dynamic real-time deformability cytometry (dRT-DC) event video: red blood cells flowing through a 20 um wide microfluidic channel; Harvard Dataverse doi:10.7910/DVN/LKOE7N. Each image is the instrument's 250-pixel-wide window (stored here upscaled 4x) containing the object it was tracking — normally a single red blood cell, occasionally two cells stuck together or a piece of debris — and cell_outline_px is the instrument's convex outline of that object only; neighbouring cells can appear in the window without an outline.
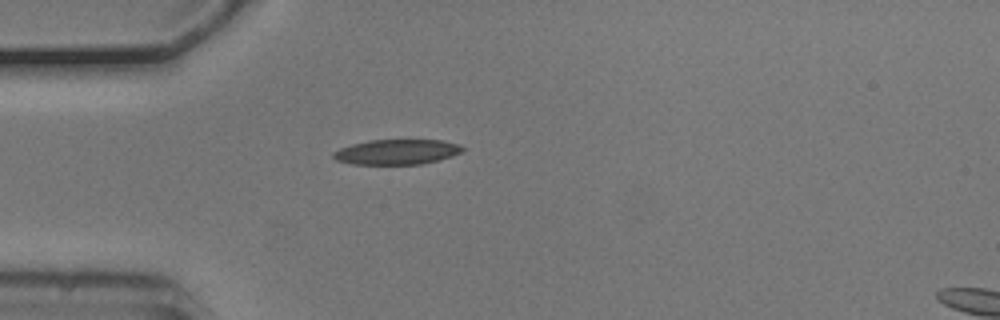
{"species": "common noctule bat (a hibernating species)", "species_latin": "Nyctalus noctula", "temperature_condition": "cold", "stored_images_in_passage": 1, "camera_frame_rate_fps": 3000, "um_per_image_px": 0.085, "animal": {"sex": "male", "body_mass_g": 20.5, "forearm_length_mm": 52.5}, "frame": {"image": 1, "passage_image": 1, "time_ms": 0.0, "image_size_px": [1000, 320], "cell_outline_px": [[464, 148], [460, 152], [452, 156], [440, 160], [420, 164], [352, 164], [336, 160], [332, 156], [332, 152], [340, 148], [352, 144], [368, 140], [440, 140], [460, 144]], "centroid_in_image_um": [33.72, 12.91], "position_along_channel_um": 51.3, "area_um2": 18.9}}